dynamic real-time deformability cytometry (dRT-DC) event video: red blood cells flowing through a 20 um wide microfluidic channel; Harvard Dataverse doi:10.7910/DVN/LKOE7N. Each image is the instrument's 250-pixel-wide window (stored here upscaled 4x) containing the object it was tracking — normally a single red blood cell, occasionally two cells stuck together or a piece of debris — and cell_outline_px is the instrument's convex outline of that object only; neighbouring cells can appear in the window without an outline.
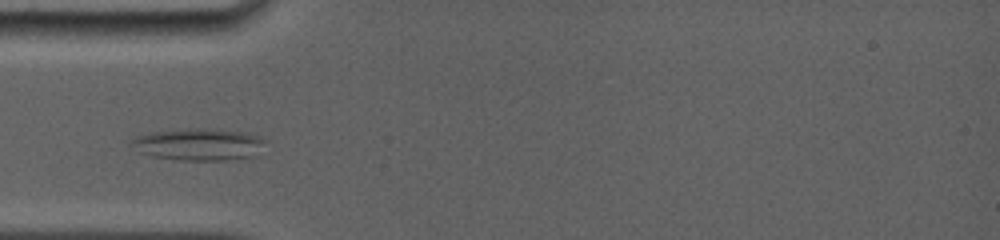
{"species": "common noctule bat (a hibernating species)", "species_latin": "Nyctalus noctula", "temperature_condition": "room temperature", "stored_images_in_passage": 21, "camera_frame_rate_fps": 5000, "um_per_image_px": 0.085, "animal": {"sex": "female", "body_mass_g": 19.0, "forearm_length_mm": 56.7}, "frame": {"image": 1, "passage_image": 5, "time_ms": 2.8, "image_size_px": [1000, 240], "cell_outline_px": [[268, 140], [256, 156], [220, 160], [180, 160], [152, 156], [140, 152], [132, 144], [132, 140], [136, 136], [152, 132], [192, 128], [208, 128], [240, 132], [260, 136]], "centroid_in_image_um": [16.94, 12.27], "position_along_channel_um": 68.1, "area_um2": 24.8}}
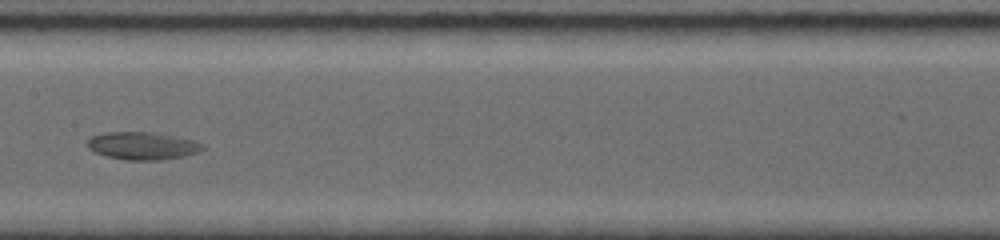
{"frame": {"image": 2, "passage_image": 11, "time_ms": 6.2, "image_size_px": [1000, 240], "cell_outline_px": [[204, 148], [200, 152], [184, 156], [160, 160], [128, 160], [108, 156], [96, 152], [88, 148], [88, 140], [92, 136], [108, 132], [156, 132], [196, 140], [204, 144]], "centroid_in_image_um": [12.19, 12.38], "position_along_channel_um": 195.2, "area_um2": 18.61}}
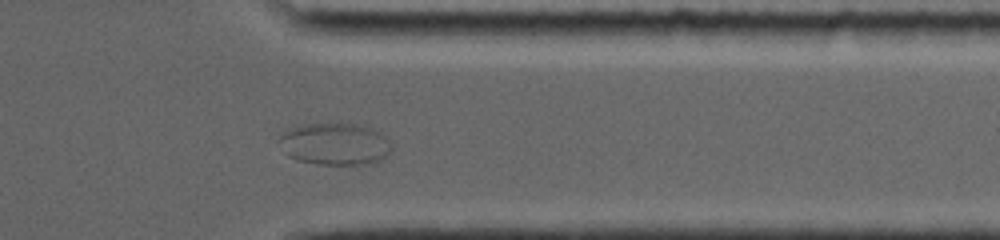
{"frame": {"image": 3, "passage_image": 19, "time_ms": 11.2, "image_size_px": [1000, 240], "cell_outline_px": [[392, 148], [380, 160], [368, 164], [316, 164], [296, 160], [288, 156], [276, 140], [288, 128], [304, 124], [328, 120], [356, 124], [372, 128], [388, 136]], "centroid_in_image_um": [28.44, 12.19], "position_along_channel_um": 383.0, "area_um2": 28.44}}